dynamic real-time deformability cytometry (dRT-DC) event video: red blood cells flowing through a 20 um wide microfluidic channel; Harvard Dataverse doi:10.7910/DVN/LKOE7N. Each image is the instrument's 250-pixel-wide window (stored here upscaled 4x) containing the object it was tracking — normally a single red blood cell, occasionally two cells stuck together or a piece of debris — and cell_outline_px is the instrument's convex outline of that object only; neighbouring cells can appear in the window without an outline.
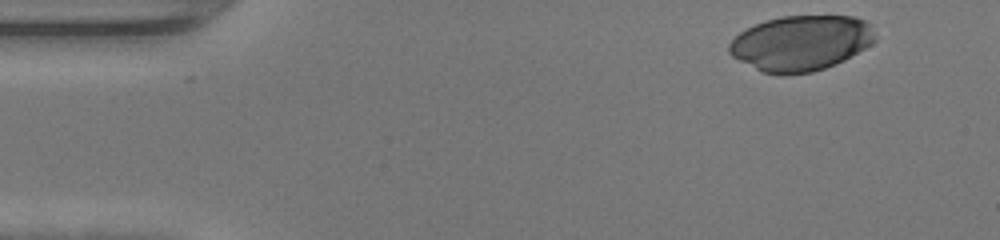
{"species": "human", "species_latin": "Homo sapiens", "temperature_condition": "warm", "stored_images_in_passage": 44, "camera_frame_rate_fps": 3000, "um_per_image_px": 0.085, "donor": {"sex": "female"}, "frame": {"image": 1, "passage_image": 1, "time_ms": 0.0, "image_size_px": [1000, 240], "cell_outline_px": [[876, 40], [872, 44], [844, 60], [836, 64], [812, 72], [784, 76], [764, 72], [732, 56], [728, 52], [728, 44], [740, 32], [764, 20], [780, 16], [852, 16], [864, 20], [868, 24]], "centroid_in_image_um": [68.07, 3.67], "position_along_channel_um": 16.9, "area_um2": 46.88}}
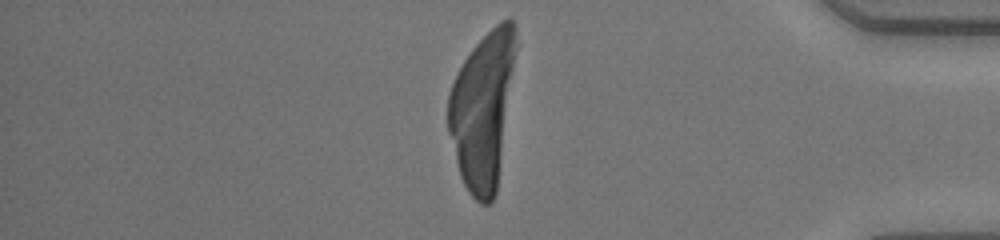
{"frame": {"image": 2, "passage_image": 37, "time_ms": 12.0, "image_size_px": [1000, 240], "cell_outline_px": [[516, 48], [496, 192], [492, 200], [488, 204], [480, 204], [468, 192], [460, 176], [448, 132], [448, 96], [452, 84], [464, 60], [472, 48], [500, 20], [508, 16], [516, 24]], "centroid_in_image_um": [41.01, 9.31], "position_along_channel_um": 394.2, "area_um2": 60.75}}